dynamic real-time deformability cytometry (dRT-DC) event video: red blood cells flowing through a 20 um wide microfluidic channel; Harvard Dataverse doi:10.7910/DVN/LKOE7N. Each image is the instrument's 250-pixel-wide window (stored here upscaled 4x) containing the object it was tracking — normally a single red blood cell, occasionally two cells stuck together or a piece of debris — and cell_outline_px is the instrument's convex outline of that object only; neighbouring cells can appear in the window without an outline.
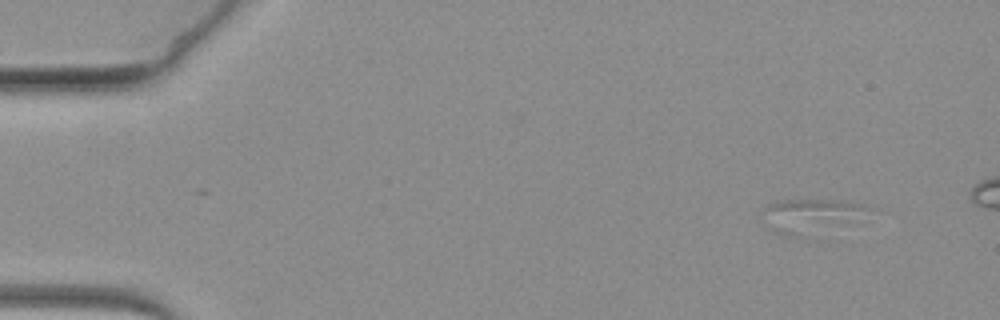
{"species": "common noctule bat (a hibernating species)", "species_latin": "Nyctalus noctula", "temperature_condition": "warm", "stored_images_in_passage": 21, "camera_frame_rate_fps": 3000, "um_per_image_px": 0.085, "animal": {"sex": "female", "body_mass_g": 19.3, "forearm_length_mm": 54.1}, "frame": {"image": 1, "passage_image": 5, "time_ms": 1.333, "image_size_px": [1000, 320], "cell_outline_px": [[868, 208], [840, 220], [796, 236], [788, 236], [776, 232], [764, 224], [764, 208], [768, 204], [776, 200], [840, 200], [864, 204]], "centroid_in_image_um": [68.58, 18.24], "position_along_channel_um": 16.4, "area_um2": 18.38}}